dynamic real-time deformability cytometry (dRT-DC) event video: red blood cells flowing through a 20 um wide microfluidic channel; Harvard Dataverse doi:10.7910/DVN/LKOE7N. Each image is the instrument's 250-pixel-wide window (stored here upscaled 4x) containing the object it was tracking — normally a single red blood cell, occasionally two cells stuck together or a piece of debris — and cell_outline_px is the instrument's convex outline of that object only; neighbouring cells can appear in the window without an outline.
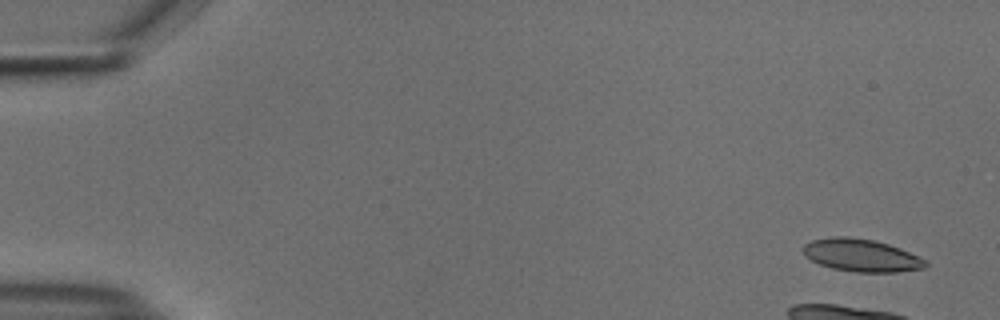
{"species": "common noctule bat (a hibernating species)", "species_latin": "Nyctalus noctula", "temperature_condition": "cold", "stored_images_in_passage": 17, "camera_frame_rate_fps": 3000, "um_per_image_px": 0.085, "animal": {"sex": "male", "body_mass_g": 18.8}, "frame": {"image": 1, "passage_image": 1, "time_ms": 0.0, "image_size_px": [1000, 320], "cell_outline_px": [[928, 264], [924, 268], [896, 272], [856, 272], [832, 268], [820, 264], [804, 256], [804, 244], [812, 240], [832, 236], [848, 236], [872, 240], [888, 244], [900, 248], [924, 260]], "centroid_in_image_um": [73.18, 21.7], "position_along_channel_um": 11.8, "area_um2": 23.0}}